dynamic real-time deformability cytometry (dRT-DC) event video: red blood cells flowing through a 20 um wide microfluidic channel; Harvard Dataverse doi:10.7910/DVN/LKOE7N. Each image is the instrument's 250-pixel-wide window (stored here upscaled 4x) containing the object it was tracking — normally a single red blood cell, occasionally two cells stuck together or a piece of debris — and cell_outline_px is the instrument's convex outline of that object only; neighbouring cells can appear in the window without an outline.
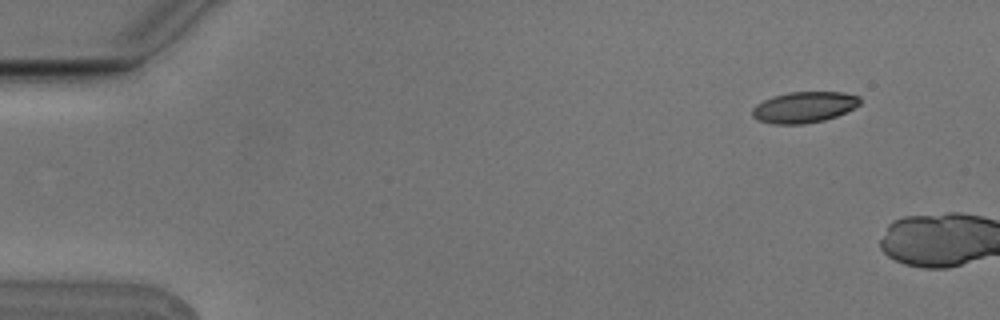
{"species": "Egyptian fruit bat (a non-hibernating species)", "species_latin": "Rousettus aegyptiacus", "temperature_condition": "cold", "stored_images_in_passage": 2, "camera_frame_rate_fps": 3000, "um_per_image_px": 0.085, "animal": {"sex": "male"}, "frame": {"image": 1, "passage_image": 1, "time_ms": 0.0, "image_size_px": [1000, 320], "cell_outline_px": [[860, 104], [836, 116], [824, 120], [804, 124], [772, 124], [756, 120], [752, 116], [752, 108], [756, 104], [772, 96], [788, 92], [844, 92], [860, 96]], "centroid_in_image_um": [68.31, 9.11], "position_along_channel_um": 16.7, "area_um2": 19.54}}